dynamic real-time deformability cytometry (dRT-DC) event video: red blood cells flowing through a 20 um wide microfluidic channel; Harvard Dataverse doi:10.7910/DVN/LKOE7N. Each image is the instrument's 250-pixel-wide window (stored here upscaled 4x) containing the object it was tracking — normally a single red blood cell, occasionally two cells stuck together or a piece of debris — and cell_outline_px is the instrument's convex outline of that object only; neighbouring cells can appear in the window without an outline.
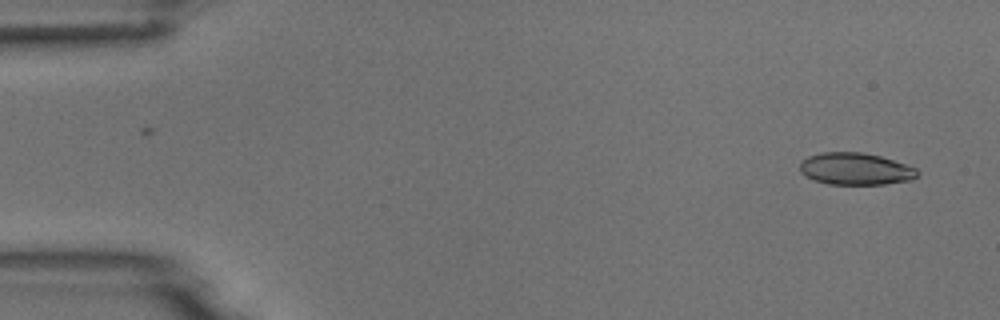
{"species": "common noctule bat (a hibernating species)", "species_latin": "Nyctalus noctula", "temperature_condition": "room temperature", "stored_images_in_passage": 3, "camera_frame_rate_fps": 3000, "um_per_image_px": 0.085, "animal": {"sex": "male", "body_mass_g": 18.8}, "frame": {"image": 1, "passage_image": 3, "time_ms": 2.0, "image_size_px": [1000, 320], "cell_outline_px": [[920, 172], [912, 180], [884, 184], [828, 184], [804, 176], [800, 172], [800, 164], [808, 156], [820, 152], [864, 152], [880, 156], [916, 168]], "centroid_in_image_um": [72.71, 14.35], "position_along_channel_um": 12.3, "area_um2": 21.91}}